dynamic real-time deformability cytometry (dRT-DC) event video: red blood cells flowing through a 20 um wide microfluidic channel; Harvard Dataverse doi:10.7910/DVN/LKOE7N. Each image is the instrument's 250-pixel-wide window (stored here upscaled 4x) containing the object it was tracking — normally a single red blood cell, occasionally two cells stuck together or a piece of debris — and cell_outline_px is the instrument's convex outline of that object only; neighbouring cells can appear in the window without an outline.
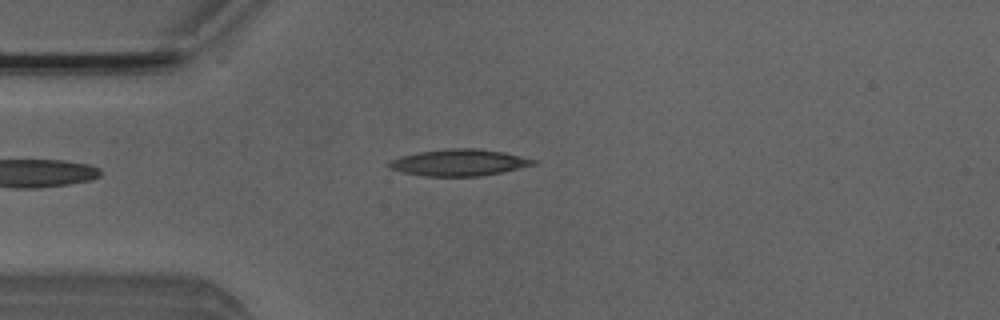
{"species": "Egyptian fruit bat (a non-hibernating species)", "species_latin": "Rousettus aegyptiacus", "temperature_condition": "room temperature", "stored_images_in_passage": 1, "camera_frame_rate_fps": 3000, "um_per_image_px": 0.085, "animal": {"sex": "male"}, "frame": {"image": 1, "passage_image": 1, "time_ms": 0.0, "image_size_px": [1000, 320], "cell_outline_px": [[540, 160], [536, 164], [504, 172], [480, 176], [424, 176], [404, 172], [388, 168], [388, 160], [420, 152], [448, 148], [476, 148], [504, 152]], "centroid_in_image_um": [39.08, 13.82], "position_along_channel_um": 45.9, "area_um2": 22.43}}